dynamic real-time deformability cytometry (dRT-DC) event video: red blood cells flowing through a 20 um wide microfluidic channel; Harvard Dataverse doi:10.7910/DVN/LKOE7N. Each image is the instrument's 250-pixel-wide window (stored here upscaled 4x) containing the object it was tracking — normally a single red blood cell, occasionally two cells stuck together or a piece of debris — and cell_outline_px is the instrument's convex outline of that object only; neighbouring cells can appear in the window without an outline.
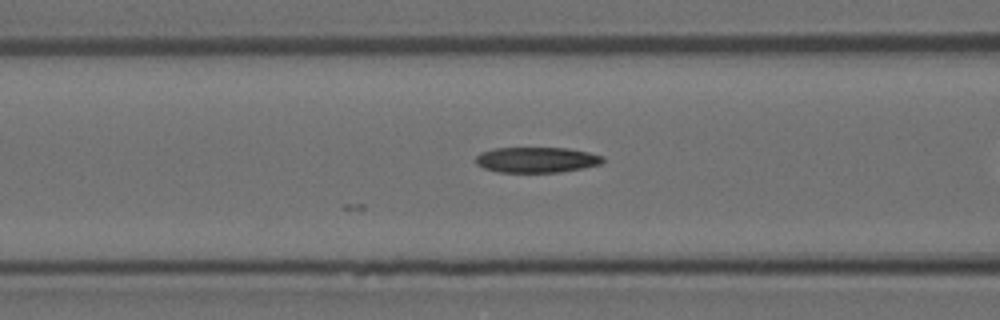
{"species": "Egyptian fruit bat (a non-hibernating species)", "species_latin": "Rousettus aegyptiacus", "temperature_condition": "room temperature", "stored_images_in_passage": 20, "camera_frame_rate_fps": 3000, "um_per_image_px": 0.085, "animal": {"sex": "female"}, "frame": {"image": 1, "passage_image": 6, "time_ms": 1.667, "image_size_px": [1000, 320], "cell_outline_px": [[604, 160], [600, 164], [560, 172], [496, 172], [484, 168], [476, 164], [476, 156], [480, 152], [492, 148], [568, 148], [588, 152], [604, 156]], "centroid_in_image_um": [45.57, 13.58], "position_along_channel_um": 121.0, "area_um2": 18.9}}
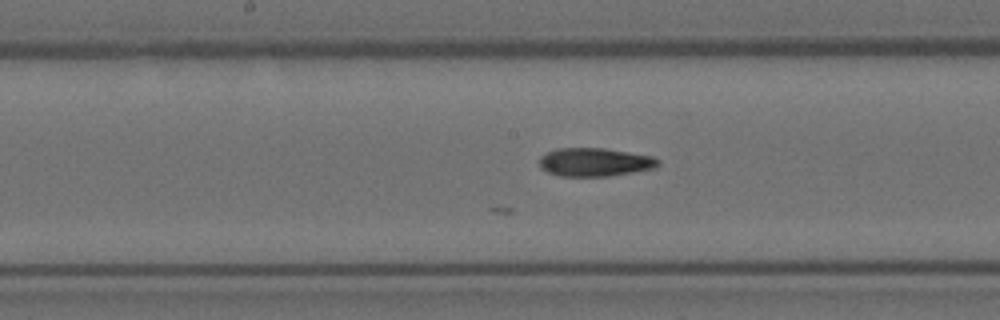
{"frame": {"image": 2, "passage_image": 12, "time_ms": 3.667, "image_size_px": [1000, 320], "cell_outline_px": [[660, 164], [652, 168], [632, 172], [608, 176], [560, 176], [548, 172], [540, 168], [540, 156], [556, 148], [604, 148], [652, 156], [660, 160]], "centroid_in_image_um": [50.53, 13.78], "position_along_channel_um": 197.7, "area_um2": 19.54}}